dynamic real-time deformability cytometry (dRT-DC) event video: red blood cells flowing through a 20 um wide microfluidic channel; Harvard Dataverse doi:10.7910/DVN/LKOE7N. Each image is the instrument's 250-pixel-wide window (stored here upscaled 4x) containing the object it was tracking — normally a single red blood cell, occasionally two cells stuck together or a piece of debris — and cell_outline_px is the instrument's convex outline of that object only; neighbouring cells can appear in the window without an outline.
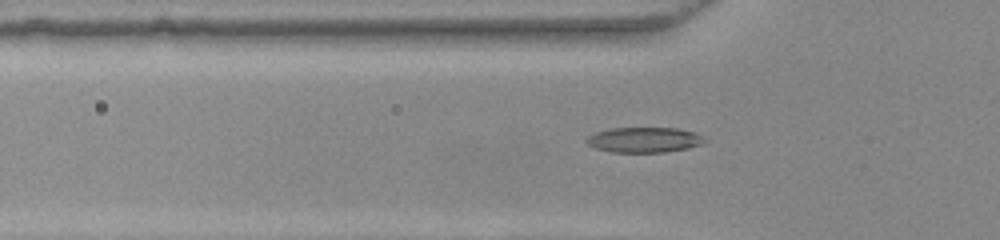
{"species": "common noctule bat (a hibernating species)", "species_latin": "Nyctalus noctula", "temperature_condition": "warm", "stored_images_in_passage": 45, "camera_frame_rate_fps": 3000, "um_per_image_px": 0.085, "animal": {"sex": "female", "body_mass_g": 22.0, "forearm_length_mm": 56.7}, "frame": {"image": 1, "passage_image": 10, "time_ms": 3.0, "image_size_px": [1000, 240], "cell_outline_px": [[708, 140], [700, 144], [688, 148], [664, 152], [612, 152], [596, 148], [588, 144], [588, 136], [596, 132], [612, 128], [676, 128], [696, 132]], "centroid_in_image_um": [54.8, 11.88], "position_along_channel_um": 71.0, "area_um2": 17.22}}
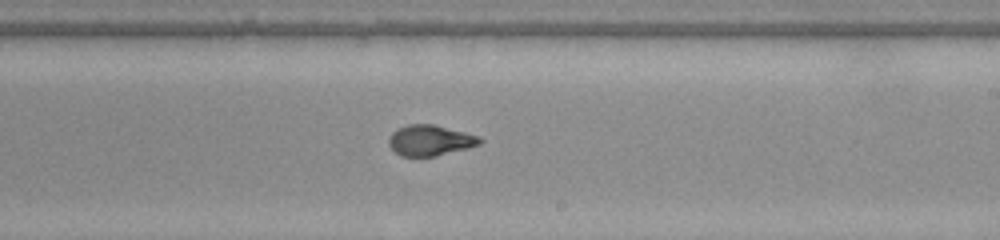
{"frame": {"image": 2, "passage_image": 24, "time_ms": 7.667, "image_size_px": [1000, 240], "cell_outline_px": [[484, 140], [480, 144], [468, 148], [436, 156], [400, 156], [388, 144], [388, 140], [392, 132], [396, 128], [408, 124], [432, 124], [480, 136]], "centroid_in_image_um": [36.56, 11.93], "position_along_channel_um": 252.4, "area_um2": 16.3}}
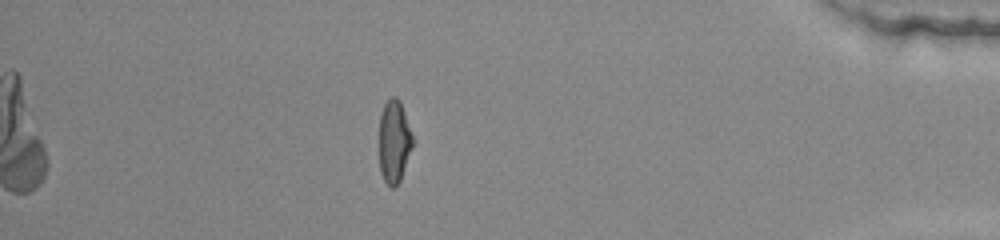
{"frame": {"image": 3, "passage_image": 39, "time_ms": 12.667, "image_size_px": [1000, 240], "cell_outline_px": [[412, 148], [400, 180], [392, 188], [384, 180], [380, 172], [380, 116], [384, 104], [392, 96], [396, 96], [400, 100], [412, 136]], "centroid_in_image_um": [33.49, 12.01], "position_along_channel_um": 401.7, "area_um2": 15.78}}